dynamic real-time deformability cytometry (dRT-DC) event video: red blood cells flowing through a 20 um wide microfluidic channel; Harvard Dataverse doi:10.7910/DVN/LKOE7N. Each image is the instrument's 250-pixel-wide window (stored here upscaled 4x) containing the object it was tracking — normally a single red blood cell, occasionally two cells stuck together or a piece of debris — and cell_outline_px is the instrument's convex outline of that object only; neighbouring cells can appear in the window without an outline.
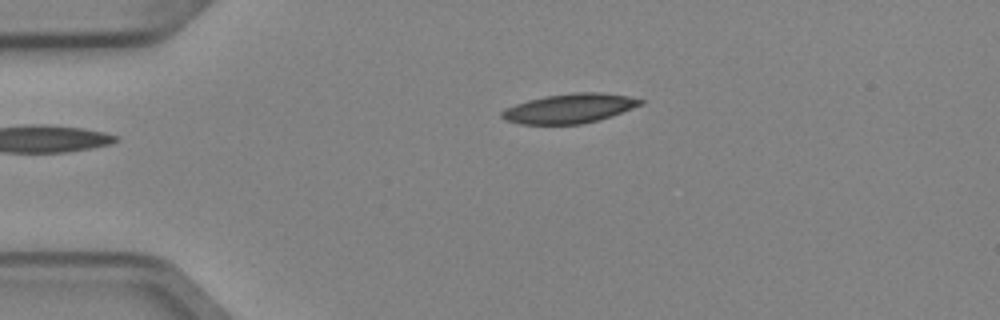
{"species": "Egyptian fruit bat (a non-hibernating species)", "species_latin": "Rousettus aegyptiacus", "temperature_condition": "cold", "stored_images_in_passage": 2, "camera_frame_rate_fps": 3000, "um_per_image_px": 0.085, "animal": {"sex": "female"}, "frame": {"image": 1, "passage_image": 1, "time_ms": 0.0, "image_size_px": [1000, 320], "cell_outline_px": [[644, 104], [600, 120], [580, 124], [520, 124], [504, 120], [500, 116], [500, 112], [504, 108], [528, 100], [544, 96], [576, 92], [596, 92], [628, 96], [644, 100]], "centroid_in_image_um": [48.39, 9.22], "position_along_channel_um": 36.6, "area_um2": 23.87}}